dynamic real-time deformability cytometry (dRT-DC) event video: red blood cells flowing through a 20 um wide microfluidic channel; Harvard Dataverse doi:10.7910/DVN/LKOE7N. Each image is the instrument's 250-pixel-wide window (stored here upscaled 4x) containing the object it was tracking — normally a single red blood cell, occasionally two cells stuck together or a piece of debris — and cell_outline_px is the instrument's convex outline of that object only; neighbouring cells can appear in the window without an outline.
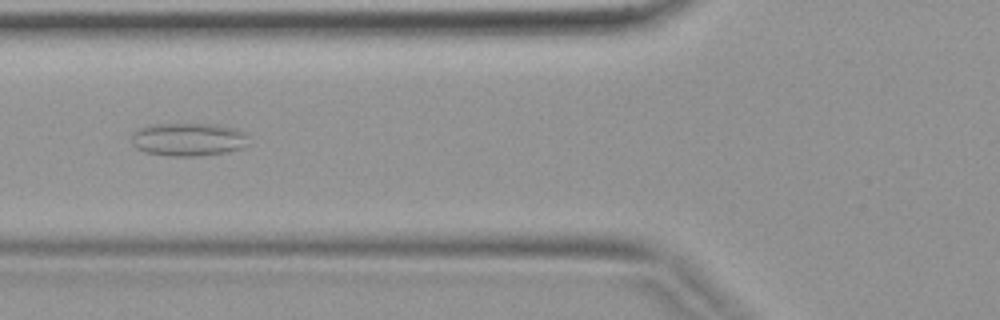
{"species": "common noctule bat (a hibernating species)", "species_latin": "Nyctalus noctula", "temperature_condition": "warm", "stored_images_in_passage": 25, "camera_frame_rate_fps": 3000, "um_per_image_px": 0.085, "animal": {"sex": "female", "body_mass_g": 19.9}, "frame": {"image": 1, "passage_image": 4, "time_ms": 1.0, "image_size_px": [1000, 320], "cell_outline_px": [[248, 144], [240, 148], [224, 152], [200, 156], [168, 156], [144, 152], [136, 148], [132, 144], [132, 132], [140, 128], [156, 124], [216, 124], [236, 128], [244, 132], [248, 136]], "centroid_in_image_um": [16.0, 11.85], "position_along_channel_um": 109.8, "area_um2": 22.72}}